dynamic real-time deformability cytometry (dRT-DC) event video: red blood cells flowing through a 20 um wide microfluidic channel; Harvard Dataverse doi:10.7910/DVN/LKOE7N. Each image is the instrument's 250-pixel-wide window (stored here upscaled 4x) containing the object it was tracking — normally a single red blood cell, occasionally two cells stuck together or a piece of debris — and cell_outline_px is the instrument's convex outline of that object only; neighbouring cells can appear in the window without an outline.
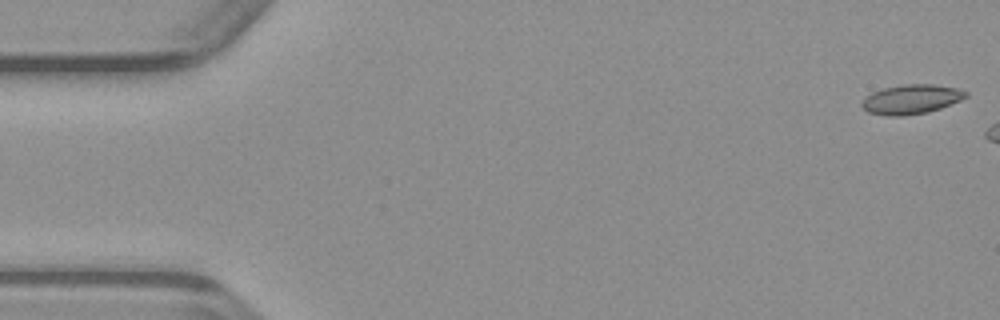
{"species": "common noctule bat (a hibernating species)", "species_latin": "Nyctalus noctula", "temperature_condition": "warm", "stored_images_in_passage": 6, "camera_frame_rate_fps": 3000, "um_per_image_px": 0.085, "animal": {"sex": "male", "body_mass_g": 23.1, "forearm_length_mm": 52.7}, "frame": {"image": 1, "passage_image": 1, "time_ms": 0.0, "image_size_px": [1000, 320], "cell_outline_px": [[968, 96], [960, 100], [940, 108], [928, 112], [904, 116], [888, 116], [868, 112], [860, 104], [872, 92], [884, 88], [900, 84], [932, 84], [956, 88], [968, 92]], "centroid_in_image_um": [77.46, 8.44], "position_along_channel_um": 7.5, "area_um2": 17.74}}